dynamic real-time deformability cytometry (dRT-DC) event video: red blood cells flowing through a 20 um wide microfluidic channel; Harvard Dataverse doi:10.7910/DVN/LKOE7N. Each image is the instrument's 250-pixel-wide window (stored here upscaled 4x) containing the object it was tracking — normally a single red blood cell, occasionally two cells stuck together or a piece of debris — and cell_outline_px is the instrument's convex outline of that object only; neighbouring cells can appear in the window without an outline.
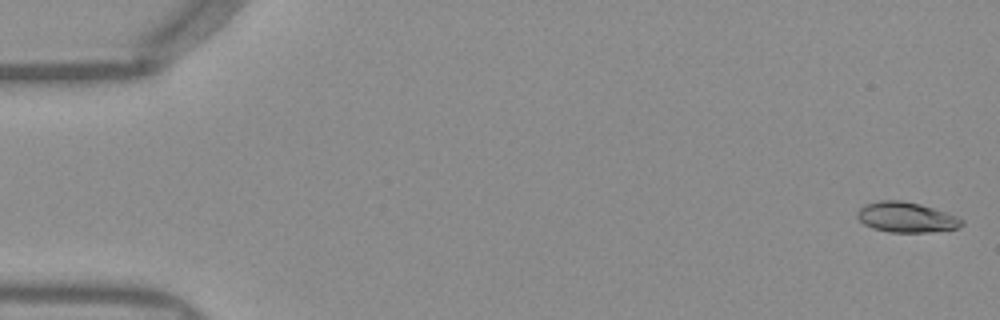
{"species": "Egyptian fruit bat (a non-hibernating species)", "species_latin": "Rousettus aegyptiacus", "temperature_condition": "warm", "stored_images_in_passage": 16, "camera_frame_rate_fps": 3000, "um_per_image_px": 0.085, "frame": {"image": 1, "passage_image": 1, "time_ms": 0.0, "image_size_px": [1000, 320], "cell_outline_px": [[964, 224], [960, 228], [932, 232], [888, 232], [872, 228], [864, 224], [856, 216], [856, 212], [864, 204], [880, 200], [904, 200], [920, 204], [948, 212], [964, 220]], "centroid_in_image_um": [77.05, 18.46], "position_along_channel_um": 7.9, "area_um2": 18.73}}